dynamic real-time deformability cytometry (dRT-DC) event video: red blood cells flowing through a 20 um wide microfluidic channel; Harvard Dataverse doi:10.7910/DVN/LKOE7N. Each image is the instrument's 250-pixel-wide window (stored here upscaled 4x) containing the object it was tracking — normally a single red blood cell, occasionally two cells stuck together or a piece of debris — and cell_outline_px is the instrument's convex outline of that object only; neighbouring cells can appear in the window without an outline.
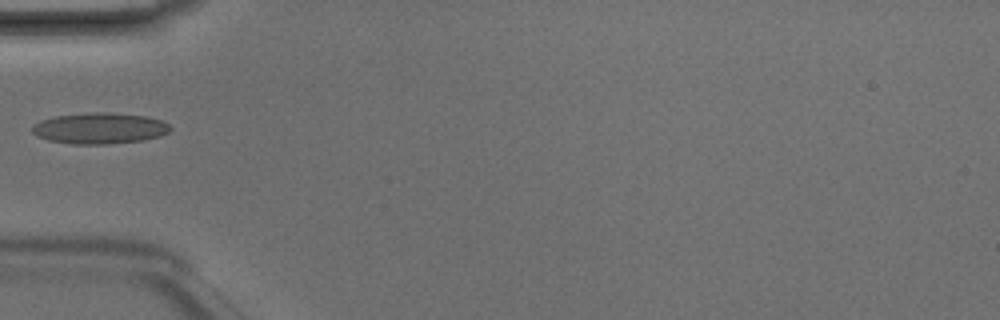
{"species": "Egyptian fruit bat (a non-hibernating species)", "species_latin": "Rousettus aegyptiacus", "temperature_condition": "room temperature", "stored_images_in_passage": 7, "camera_frame_rate_fps": 3000, "um_per_image_px": 0.085, "animal": {"sex": "male"}, "frame": {"image": 1, "passage_image": 7, "time_ms": 2.0, "image_size_px": [1000, 320], "cell_outline_px": [[172, 128], [168, 132], [160, 136], [144, 140], [108, 144], [72, 144], [48, 140], [36, 136], [32, 132], [32, 124], [40, 120], [52, 116], [88, 112], [108, 112], [148, 116], [160, 120], [168, 124]], "centroid_in_image_um": [8.44, 10.89], "position_along_channel_um": 76.6, "area_um2": 25.32}}